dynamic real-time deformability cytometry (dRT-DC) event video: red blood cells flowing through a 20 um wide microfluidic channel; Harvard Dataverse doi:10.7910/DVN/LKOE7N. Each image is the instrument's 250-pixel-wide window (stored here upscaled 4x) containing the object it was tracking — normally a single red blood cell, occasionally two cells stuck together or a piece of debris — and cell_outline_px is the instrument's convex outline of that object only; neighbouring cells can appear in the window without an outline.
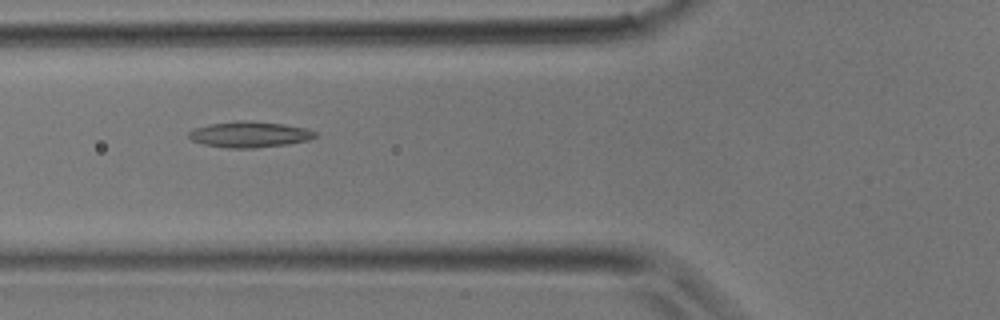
{"species": "common noctule bat (a hibernating species)", "species_latin": "Nyctalus noctula", "temperature_condition": "room temperature", "stored_images_in_passage": 28, "camera_frame_rate_fps": 3000, "um_per_image_px": 0.085, "animal": {"sex": "male", "body_mass_g": 17.9}, "frame": {"image": 1, "passage_image": 5, "time_ms": 1.333, "image_size_px": [1000, 320], "cell_outline_px": [[316, 136], [308, 140], [288, 144], [256, 148], [228, 148], [204, 144], [192, 140], [188, 136], [188, 132], [196, 128], [208, 124], [236, 120], [240, 120], [284, 124], [304, 128], [316, 132]], "centroid_in_image_um": [21.19, 11.43], "position_along_channel_um": 104.6, "area_um2": 18.96}}
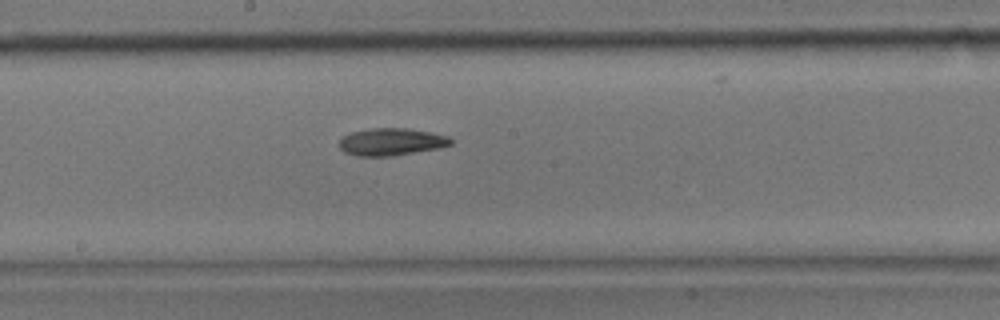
{"frame": {"image": 2, "passage_image": 11, "time_ms": 3.333, "image_size_px": [1000, 320], "cell_outline_px": [[452, 144], [440, 148], [396, 156], [356, 156], [344, 152], [340, 148], [340, 140], [344, 136], [352, 132], [372, 128], [408, 128], [432, 132], [448, 136], [452, 140]], "centroid_in_image_um": [33.3, 12.06], "position_along_channel_um": 214.9, "area_um2": 17.92}}
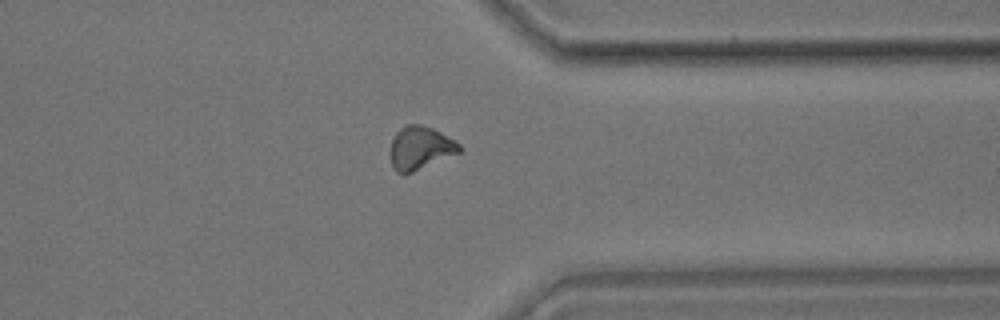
{"frame": {"image": 3, "passage_image": 20, "time_ms": 6.333, "image_size_px": [1000, 320], "cell_outline_px": [[464, 148], [460, 152], [412, 172], [396, 172], [392, 168], [392, 140], [396, 132], [400, 128], [408, 124], [420, 124], [432, 128], [440, 132], [460, 144]], "centroid_in_image_um": [35.74, 12.56], "position_along_channel_um": 375.7, "area_um2": 16.99}}